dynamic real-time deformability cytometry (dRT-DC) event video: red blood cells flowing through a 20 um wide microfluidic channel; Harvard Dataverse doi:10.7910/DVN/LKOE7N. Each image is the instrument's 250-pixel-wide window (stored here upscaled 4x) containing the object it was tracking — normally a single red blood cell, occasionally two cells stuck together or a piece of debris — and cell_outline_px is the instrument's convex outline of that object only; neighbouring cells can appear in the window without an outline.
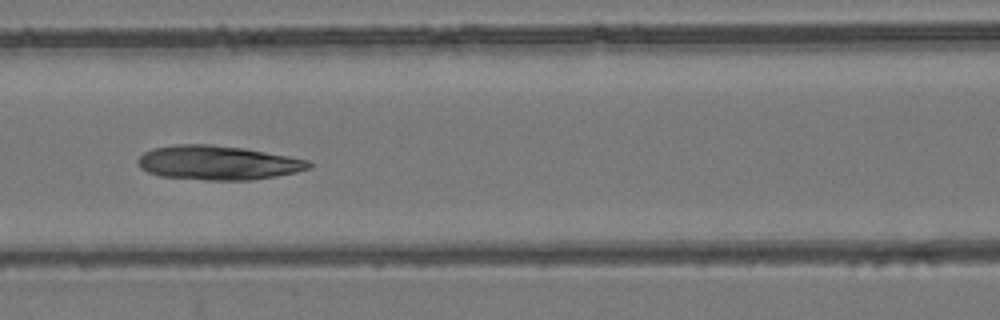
{"species": "common noctule bat (a hibernating species)", "species_latin": "Nyctalus noctula", "temperature_condition": "room temperature", "stored_images_in_passage": 7, "camera_frame_rate_fps": 3000, "um_per_image_px": 0.085, "animal": {"sex": "female", "body_mass_g": 24.6, "forearm_length_mm": 56.2}, "frame": {"image": 1, "passage_image": 6, "time_ms": 5.667, "image_size_px": [1000, 320], "cell_outline_px": [[312, 168], [296, 172], [276, 176], [252, 180], [204, 180], [160, 176], [148, 172], [140, 168], [136, 160], [144, 152], [152, 148], [176, 144], [212, 144], [244, 148], [288, 156], [308, 160], [312, 164]], "centroid_in_image_um": [18.5, 13.83], "position_along_channel_um": 148.1, "area_um2": 34.28}}
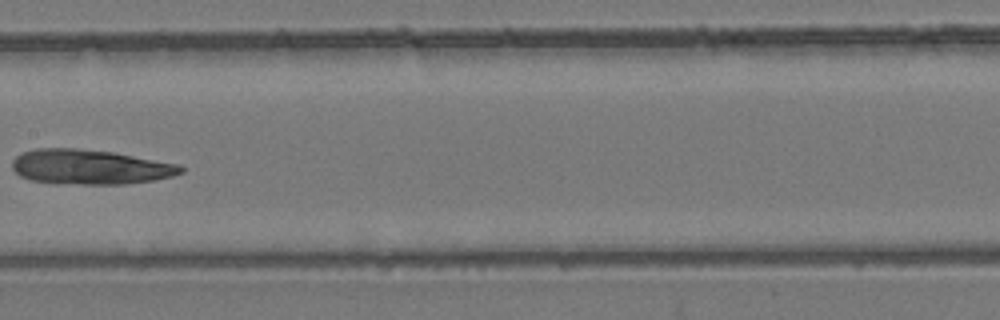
{"frame": {"image": 2, "passage_image": 7, "time_ms": 7.0, "image_size_px": [1000, 320], "cell_outline_px": [[184, 172], [172, 176], [152, 180], [124, 184], [52, 184], [32, 180], [20, 176], [12, 168], [12, 160], [16, 156], [24, 152], [36, 148], [76, 148], [112, 152], [180, 164], [184, 168]], "centroid_in_image_um": [7.63, 14.2], "position_along_channel_um": 199.8, "area_um2": 34.33}}